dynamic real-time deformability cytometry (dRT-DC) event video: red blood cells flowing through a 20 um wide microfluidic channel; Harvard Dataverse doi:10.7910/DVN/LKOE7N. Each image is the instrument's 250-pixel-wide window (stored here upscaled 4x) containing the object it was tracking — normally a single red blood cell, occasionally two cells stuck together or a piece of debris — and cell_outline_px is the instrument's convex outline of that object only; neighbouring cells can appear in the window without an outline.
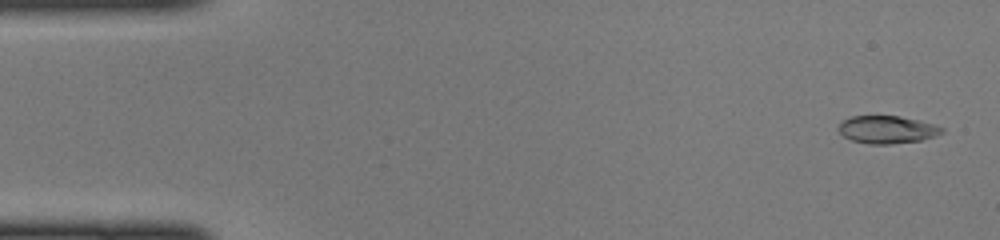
{"species": "common noctule bat (a hibernating species)", "species_latin": "Nyctalus noctula", "temperature_condition": "cold", "stored_images_in_passage": 47, "camera_frame_rate_fps": 3000, "um_per_image_px": 0.085, "animal": {"sex": "female", "body_mass_g": 22.0, "forearm_length_mm": 56.7}, "frame": {"image": 1, "passage_image": 2, "time_ms": 0.333, "image_size_px": [1000, 240], "cell_outline_px": [[944, 132], [936, 136], [920, 140], [892, 144], [868, 144], [852, 140], [844, 136], [840, 132], [840, 124], [844, 120], [852, 116], [900, 116], [932, 124], [944, 128]], "centroid_in_image_um": [75.42, 11.02], "position_along_channel_um": 9.6, "area_um2": 16.42}}
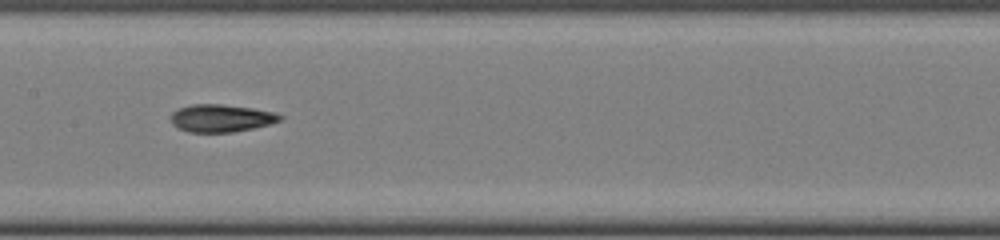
{"frame": {"image": 2, "passage_image": 23, "time_ms": 7.333, "image_size_px": [1000, 240], "cell_outline_px": [[284, 120], [252, 128], [232, 132], [188, 132], [176, 128], [172, 124], [172, 112], [180, 108], [192, 104], [220, 104], [252, 108], [276, 112], [284, 116]], "centroid_in_image_um": [18.82, 10.04], "position_along_channel_um": 188.6, "area_um2": 17.57}}
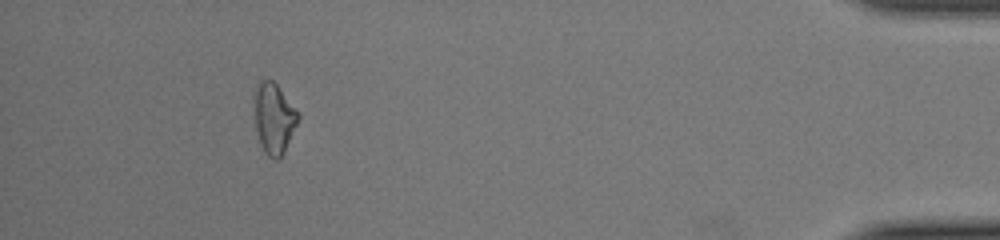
{"frame": {"image": 3, "passage_image": 43, "time_ms": 14.0, "image_size_px": [1000, 240], "cell_outline_px": [[300, 116], [284, 152], [276, 160], [272, 160], [264, 152], [260, 144], [256, 128], [252, 100], [252, 96], [256, 84], [260, 80], [272, 80], [276, 84], [300, 112]], "centroid_in_image_um": [23.25, 10.02], "position_along_channel_um": 411.9, "area_um2": 18.38}}